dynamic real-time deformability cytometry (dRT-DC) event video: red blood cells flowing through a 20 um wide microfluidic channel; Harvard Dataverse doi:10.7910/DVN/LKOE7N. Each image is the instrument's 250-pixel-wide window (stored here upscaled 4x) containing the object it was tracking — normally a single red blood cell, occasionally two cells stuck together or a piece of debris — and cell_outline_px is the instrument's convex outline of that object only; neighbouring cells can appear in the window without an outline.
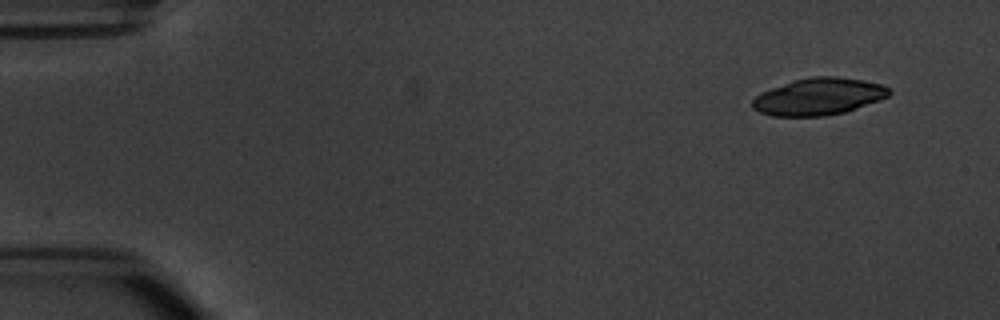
{"species": "common noctule bat (a hibernating species)", "species_latin": "Nyctalus noctula", "temperature_condition": "warm", "stored_images_in_passage": 7, "camera_frame_rate_fps": 3000, "um_per_image_px": 0.085, "animal": {"sex": "male", "body_mass_g": 20.1, "forearm_length_mm": 53.5}, "frame": {"image": 1, "passage_image": 1, "time_ms": 0.0, "image_size_px": [1000, 320], "cell_outline_px": [[892, 92], [888, 96], [880, 100], [844, 112], [824, 116], [772, 116], [760, 112], [752, 108], [752, 100], [756, 96], [772, 88], [792, 80], [812, 76], [836, 76], [864, 80], [884, 84]], "centroid_in_image_um": [69.61, 8.2], "position_along_channel_um": 15.4, "area_um2": 29.48}}